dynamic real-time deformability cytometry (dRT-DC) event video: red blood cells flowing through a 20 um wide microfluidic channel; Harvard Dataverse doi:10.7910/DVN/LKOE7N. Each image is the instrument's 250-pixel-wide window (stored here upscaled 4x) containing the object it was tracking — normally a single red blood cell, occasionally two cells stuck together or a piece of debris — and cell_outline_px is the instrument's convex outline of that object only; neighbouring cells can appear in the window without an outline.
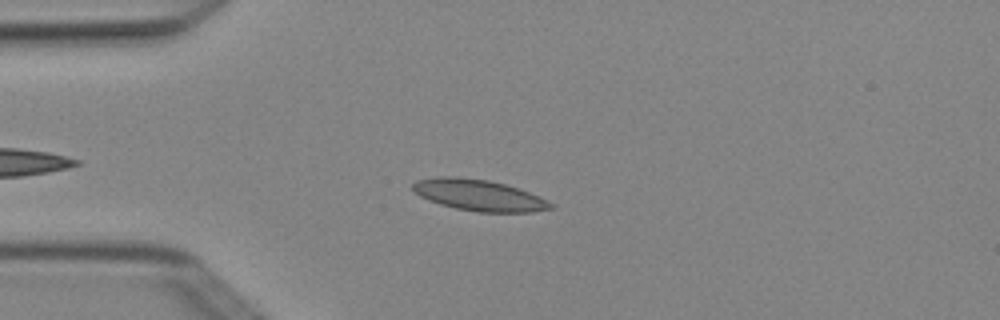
{"species": "Egyptian fruit bat (a non-hibernating species)", "species_latin": "Rousettus aegyptiacus", "temperature_condition": "cold", "stored_images_in_passage": 5, "camera_frame_rate_fps": 3000, "um_per_image_px": 0.085, "animal": {"sex": "female"}, "frame": {"image": 1, "passage_image": 4, "time_ms": 1.0, "image_size_px": [1000, 320], "cell_outline_px": [[556, 208], [532, 212], [480, 212], [456, 208], [440, 204], [420, 196], [412, 188], [412, 184], [416, 180], [440, 176], [456, 176], [488, 180], [520, 188], [556, 204]], "centroid_in_image_um": [40.75, 16.59], "position_along_channel_um": 44.2, "area_um2": 25.14}}